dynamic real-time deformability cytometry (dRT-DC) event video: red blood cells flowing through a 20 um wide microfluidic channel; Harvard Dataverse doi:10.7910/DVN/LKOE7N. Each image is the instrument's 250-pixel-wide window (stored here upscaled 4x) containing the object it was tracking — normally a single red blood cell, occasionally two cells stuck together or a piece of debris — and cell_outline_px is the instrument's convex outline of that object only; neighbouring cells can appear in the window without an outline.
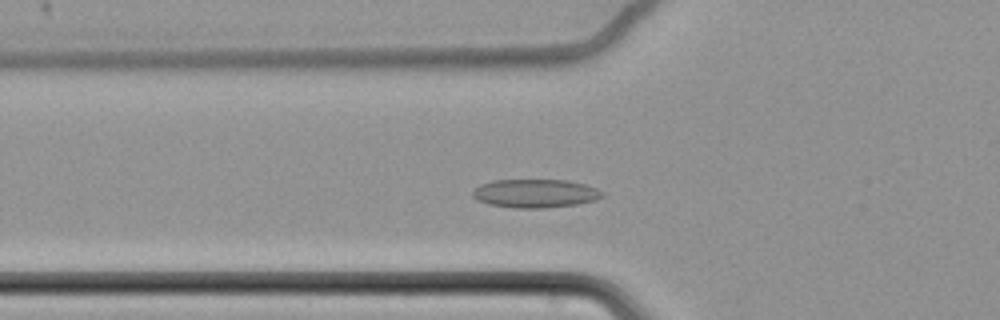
{"species": "common noctule bat (a hibernating species)", "species_latin": "Nyctalus noctula", "temperature_condition": "cold", "stored_images_in_passage": 56, "camera_frame_rate_fps": 3000, "um_per_image_px": 0.085, "animal": {"sex": "female", "body_mass_g": 22.7, "forearm_length_mm": 54.2}, "frame": {"image": 1, "passage_image": 17, "time_ms": 5.333, "image_size_px": [1000, 320], "cell_outline_px": [[604, 196], [596, 200], [576, 204], [544, 208], [512, 208], [488, 204], [472, 196], [472, 192], [480, 184], [492, 180], [568, 180], [584, 184], [596, 188], [604, 192]], "centroid_in_image_um": [45.51, 16.44], "position_along_channel_um": 80.3, "area_um2": 21.56}}
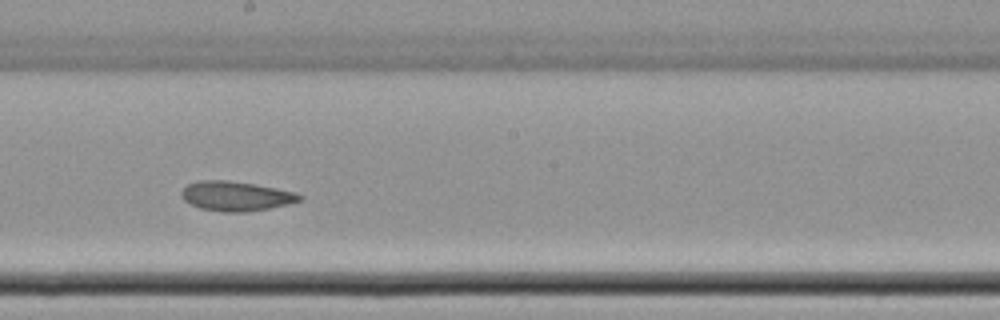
{"frame": {"image": 2, "passage_image": 30, "time_ms": 9.667, "image_size_px": [1000, 320], "cell_outline_px": [[304, 196], [300, 200], [288, 204], [248, 212], [220, 212], [200, 208], [184, 200], [180, 196], [180, 192], [188, 184], [200, 180], [228, 180], [256, 184], [296, 192]], "centroid_in_image_um": [20.05, 16.66], "position_along_channel_um": 228.1, "area_um2": 20.46}}
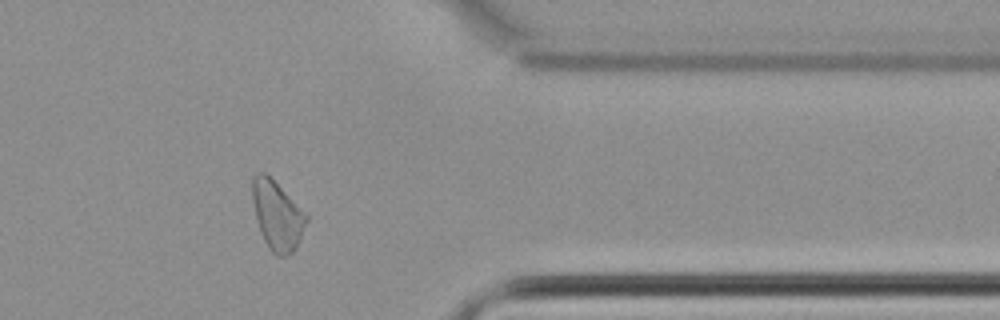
{"frame": {"image": 3, "passage_image": 45, "time_ms": 14.667, "image_size_px": [1000, 320], "cell_outline_px": [[308, 220], [300, 240], [296, 248], [288, 256], [276, 256], [268, 248], [260, 232], [256, 220], [252, 200], [252, 176], [256, 172], [264, 172], [308, 216]], "centroid_in_image_um": [23.54, 18.35], "position_along_channel_um": 387.9, "area_um2": 21.5}, "authors_computed_cell_mechanics": {"area_um2": 21.4149, "velocity_mm_per_s": 3.4345, "shape_relaxation_time_tau1_ms": null, "shape_relaxation_time_tau2_ms": 4.0445, "deformation_change_tau1": null, "deformation_change_tau2": 0.0784}}